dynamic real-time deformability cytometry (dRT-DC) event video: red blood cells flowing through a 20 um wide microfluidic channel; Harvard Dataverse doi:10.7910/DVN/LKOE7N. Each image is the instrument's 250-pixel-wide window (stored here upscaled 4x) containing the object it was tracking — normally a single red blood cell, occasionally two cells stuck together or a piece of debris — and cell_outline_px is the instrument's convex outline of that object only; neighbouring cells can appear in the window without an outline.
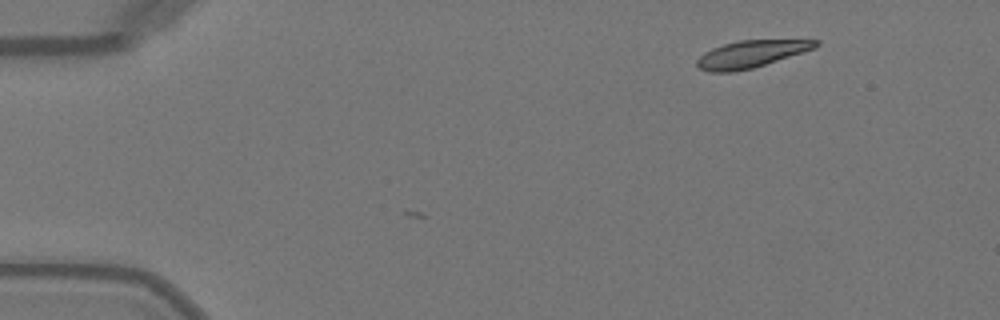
{"species": "Egyptian fruit bat (a non-hibernating species)", "species_latin": "Rousettus aegyptiacus", "temperature_condition": "warm", "stored_images_in_passage": 39, "camera_frame_rate_fps": 3000, "um_per_image_px": 0.085, "animal": {"sex": "female"}, "frame": {"image": 1, "passage_image": 1, "time_ms": 0.0, "image_size_px": [1000, 320], "cell_outline_px": [[820, 44], [816, 48], [752, 68], [732, 72], [708, 72], [700, 68], [696, 64], [696, 60], [704, 52], [712, 48], [724, 44], [740, 40], [820, 40]], "centroid_in_image_um": [63.83, 4.59], "position_along_channel_um": 21.2, "area_um2": 18.61}}
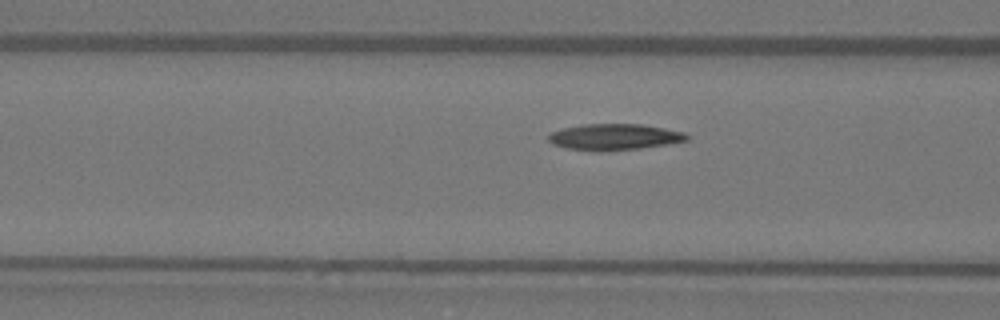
{"frame": {"image": 2, "passage_image": 15, "time_ms": 4.667, "image_size_px": [1000, 320], "cell_outline_px": [[688, 140], [668, 144], [640, 148], [568, 148], [552, 144], [548, 140], [548, 136], [552, 132], [564, 128], [584, 124], [644, 124], [684, 132], [688, 136]], "centroid_in_image_um": [52.28, 11.59], "position_along_channel_um": 114.3, "area_um2": 20.06}}
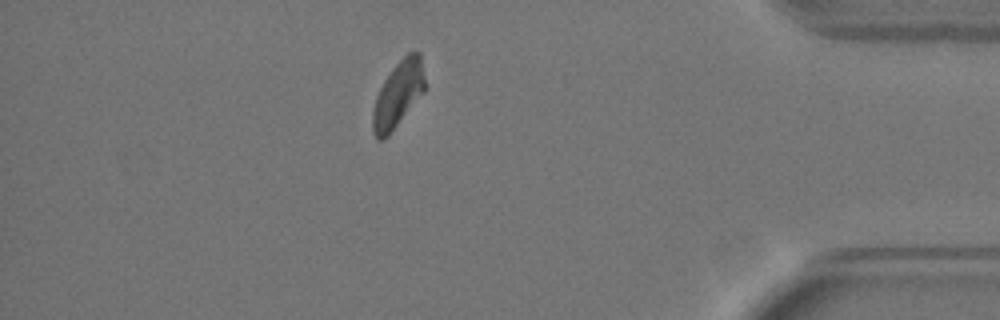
{"frame": {"image": 3, "passage_image": 39, "time_ms": 12.667, "image_size_px": [1000, 320], "cell_outline_px": [[424, 92], [388, 136], [384, 140], [376, 140], [372, 132], [372, 112], [376, 96], [384, 80], [392, 68], [408, 52], [420, 52], [424, 76]], "centroid_in_image_um": [33.81, 8.05], "position_along_channel_um": 401.4, "area_um2": 20.0}, "authors_computed_cell_mechanics": {"area_um2": 20.4612, "velocity_mm_per_s": 4.0545, "shape_relaxation_time_tau1_ms": 3.5058, "shape_relaxation_time_tau2_ms": 4.8061, "deformation_change_tau1": 0.1201, "deformation_change_tau2": 0.0984}}